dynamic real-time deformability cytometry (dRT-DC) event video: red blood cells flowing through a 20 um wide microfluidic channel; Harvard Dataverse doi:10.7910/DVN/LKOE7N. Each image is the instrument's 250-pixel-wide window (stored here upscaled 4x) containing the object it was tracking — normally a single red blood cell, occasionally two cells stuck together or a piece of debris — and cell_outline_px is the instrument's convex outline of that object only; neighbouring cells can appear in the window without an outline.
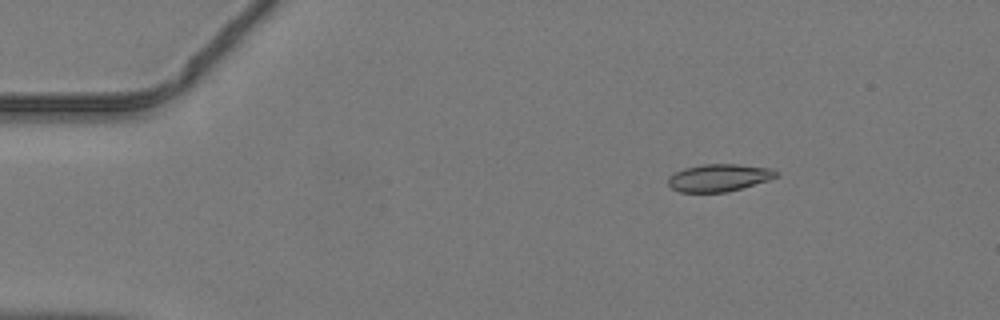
{"species": "common noctule bat (a hibernating species)", "species_latin": "Nyctalus noctula", "temperature_condition": "warm", "stored_images_in_passage": 43, "camera_frame_rate_fps": 3000, "um_per_image_px": 0.085, "animal": {"sex": "male", "body_mass_g": 19.2, "forearm_length_mm": 51.8}, "frame": {"image": 1, "passage_image": 3, "time_ms": 0.667, "image_size_px": [1000, 320], "cell_outline_px": [[780, 172], [776, 176], [768, 180], [728, 192], [680, 192], [672, 188], [668, 184], [668, 176], [684, 168], [700, 164], [736, 164], [772, 168]], "centroid_in_image_um": [61.1, 15.1], "position_along_channel_um": 23.9, "area_um2": 17.28}}
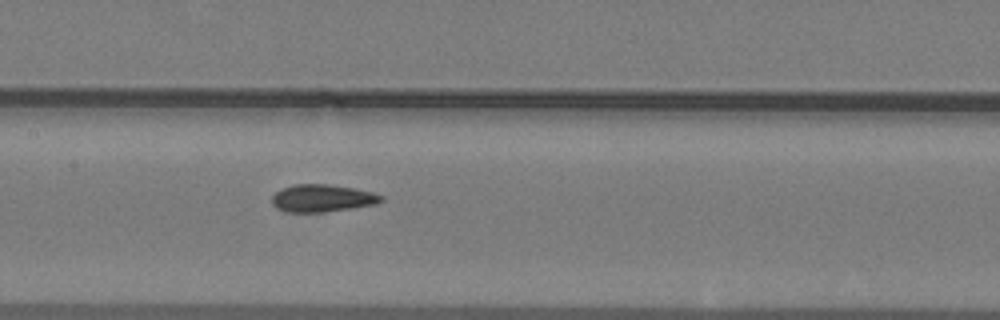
{"frame": {"image": 2, "passage_image": 19, "time_ms": 6.0, "image_size_px": [1000, 320], "cell_outline_px": [[384, 200], [376, 204], [324, 212], [284, 212], [276, 208], [272, 204], [272, 196], [280, 188], [296, 184], [328, 184], [352, 188], [372, 192], [384, 196]], "centroid_in_image_um": [27.36, 16.85], "position_along_channel_um": 180.0, "area_um2": 17.51}}
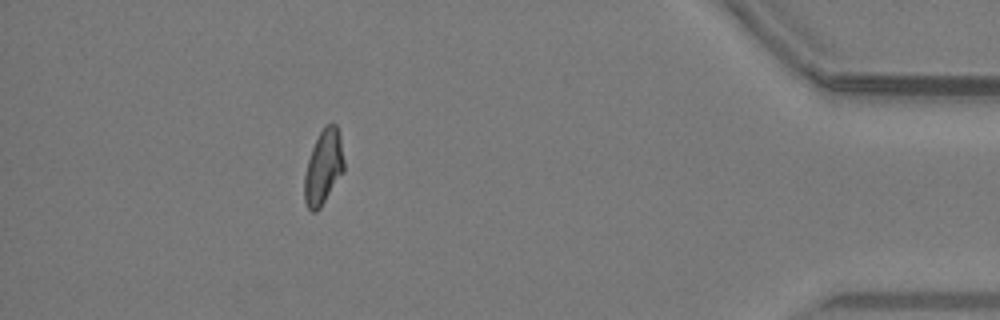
{"frame": {"image": 3, "passage_image": 38, "time_ms": 12.333, "image_size_px": [1000, 320], "cell_outline_px": [[344, 172], [320, 208], [316, 212], [312, 212], [308, 208], [304, 200], [304, 176], [308, 160], [312, 148], [320, 132], [328, 124], [336, 124], [340, 136], [344, 160]], "centroid_in_image_um": [27.49, 14.24], "position_along_channel_um": 407.7, "area_um2": 17.11}}